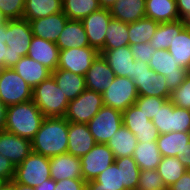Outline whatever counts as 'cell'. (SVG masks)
I'll return each instance as SVG.
<instances>
[{
    "label": "cell",
    "mask_w": 190,
    "mask_h": 190,
    "mask_svg": "<svg viewBox=\"0 0 190 190\" xmlns=\"http://www.w3.org/2000/svg\"><path fill=\"white\" fill-rule=\"evenodd\" d=\"M33 33L30 22L25 19L8 20L0 25V67L10 68L27 56Z\"/></svg>",
    "instance_id": "6da1fadb"
},
{
    "label": "cell",
    "mask_w": 190,
    "mask_h": 190,
    "mask_svg": "<svg viewBox=\"0 0 190 190\" xmlns=\"http://www.w3.org/2000/svg\"><path fill=\"white\" fill-rule=\"evenodd\" d=\"M32 151L51 158L68 151V121L65 117H45L35 137Z\"/></svg>",
    "instance_id": "7a4b0ae2"
},
{
    "label": "cell",
    "mask_w": 190,
    "mask_h": 190,
    "mask_svg": "<svg viewBox=\"0 0 190 190\" xmlns=\"http://www.w3.org/2000/svg\"><path fill=\"white\" fill-rule=\"evenodd\" d=\"M44 118V115L32 100L7 106L4 131L32 140Z\"/></svg>",
    "instance_id": "3957f363"
},
{
    "label": "cell",
    "mask_w": 190,
    "mask_h": 190,
    "mask_svg": "<svg viewBox=\"0 0 190 190\" xmlns=\"http://www.w3.org/2000/svg\"><path fill=\"white\" fill-rule=\"evenodd\" d=\"M32 101L44 117H64L69 103L52 76L33 88Z\"/></svg>",
    "instance_id": "277c9868"
},
{
    "label": "cell",
    "mask_w": 190,
    "mask_h": 190,
    "mask_svg": "<svg viewBox=\"0 0 190 190\" xmlns=\"http://www.w3.org/2000/svg\"><path fill=\"white\" fill-rule=\"evenodd\" d=\"M133 81L137 88L138 96H150L170 99L166 78L154 72L149 64L143 61H135L133 69Z\"/></svg>",
    "instance_id": "5b68a950"
},
{
    "label": "cell",
    "mask_w": 190,
    "mask_h": 190,
    "mask_svg": "<svg viewBox=\"0 0 190 190\" xmlns=\"http://www.w3.org/2000/svg\"><path fill=\"white\" fill-rule=\"evenodd\" d=\"M50 178V158L32 151L15 167L13 181L25 186L36 187Z\"/></svg>",
    "instance_id": "8992f818"
},
{
    "label": "cell",
    "mask_w": 190,
    "mask_h": 190,
    "mask_svg": "<svg viewBox=\"0 0 190 190\" xmlns=\"http://www.w3.org/2000/svg\"><path fill=\"white\" fill-rule=\"evenodd\" d=\"M103 106L102 94L86 88L76 99L69 101L64 117L71 123L87 124Z\"/></svg>",
    "instance_id": "52a82bcc"
},
{
    "label": "cell",
    "mask_w": 190,
    "mask_h": 190,
    "mask_svg": "<svg viewBox=\"0 0 190 190\" xmlns=\"http://www.w3.org/2000/svg\"><path fill=\"white\" fill-rule=\"evenodd\" d=\"M33 89L10 68H0V100L11 106L32 100Z\"/></svg>",
    "instance_id": "ba28073f"
},
{
    "label": "cell",
    "mask_w": 190,
    "mask_h": 190,
    "mask_svg": "<svg viewBox=\"0 0 190 190\" xmlns=\"http://www.w3.org/2000/svg\"><path fill=\"white\" fill-rule=\"evenodd\" d=\"M103 104L121 112L135 104L138 98L134 81L128 77L115 76L114 81L102 94Z\"/></svg>",
    "instance_id": "9c48e42d"
},
{
    "label": "cell",
    "mask_w": 190,
    "mask_h": 190,
    "mask_svg": "<svg viewBox=\"0 0 190 190\" xmlns=\"http://www.w3.org/2000/svg\"><path fill=\"white\" fill-rule=\"evenodd\" d=\"M123 125L122 112L108 106H103L87 123L89 131L96 143H104Z\"/></svg>",
    "instance_id": "30bf717a"
},
{
    "label": "cell",
    "mask_w": 190,
    "mask_h": 190,
    "mask_svg": "<svg viewBox=\"0 0 190 190\" xmlns=\"http://www.w3.org/2000/svg\"><path fill=\"white\" fill-rule=\"evenodd\" d=\"M149 67L158 75L165 76L167 86L171 92L182 84L190 72L188 69L179 67L172 55L164 49L155 50Z\"/></svg>",
    "instance_id": "8fae6325"
},
{
    "label": "cell",
    "mask_w": 190,
    "mask_h": 190,
    "mask_svg": "<svg viewBox=\"0 0 190 190\" xmlns=\"http://www.w3.org/2000/svg\"><path fill=\"white\" fill-rule=\"evenodd\" d=\"M99 52L90 46L60 50L57 69H65L72 73L85 76Z\"/></svg>",
    "instance_id": "7c38bea8"
},
{
    "label": "cell",
    "mask_w": 190,
    "mask_h": 190,
    "mask_svg": "<svg viewBox=\"0 0 190 190\" xmlns=\"http://www.w3.org/2000/svg\"><path fill=\"white\" fill-rule=\"evenodd\" d=\"M114 160L113 152L106 144L96 143L87 154L80 157L83 179L86 182L94 180Z\"/></svg>",
    "instance_id": "4fadbf2b"
},
{
    "label": "cell",
    "mask_w": 190,
    "mask_h": 190,
    "mask_svg": "<svg viewBox=\"0 0 190 190\" xmlns=\"http://www.w3.org/2000/svg\"><path fill=\"white\" fill-rule=\"evenodd\" d=\"M123 125L137 138L138 142H154L159 137L152 120L134 104L122 112Z\"/></svg>",
    "instance_id": "5bb4252c"
},
{
    "label": "cell",
    "mask_w": 190,
    "mask_h": 190,
    "mask_svg": "<svg viewBox=\"0 0 190 190\" xmlns=\"http://www.w3.org/2000/svg\"><path fill=\"white\" fill-rule=\"evenodd\" d=\"M112 19L109 9L100 8L82 19L90 47L100 52L105 45V34Z\"/></svg>",
    "instance_id": "9a60e30c"
},
{
    "label": "cell",
    "mask_w": 190,
    "mask_h": 190,
    "mask_svg": "<svg viewBox=\"0 0 190 190\" xmlns=\"http://www.w3.org/2000/svg\"><path fill=\"white\" fill-rule=\"evenodd\" d=\"M167 51L179 67L190 71V26L186 20L174 21V39Z\"/></svg>",
    "instance_id": "2e32d148"
},
{
    "label": "cell",
    "mask_w": 190,
    "mask_h": 190,
    "mask_svg": "<svg viewBox=\"0 0 190 190\" xmlns=\"http://www.w3.org/2000/svg\"><path fill=\"white\" fill-rule=\"evenodd\" d=\"M32 152L31 140L0 131V155L18 166Z\"/></svg>",
    "instance_id": "e0dca14e"
},
{
    "label": "cell",
    "mask_w": 190,
    "mask_h": 190,
    "mask_svg": "<svg viewBox=\"0 0 190 190\" xmlns=\"http://www.w3.org/2000/svg\"><path fill=\"white\" fill-rule=\"evenodd\" d=\"M114 78V71L99 54L85 75V86L87 89L103 94L110 87Z\"/></svg>",
    "instance_id": "ac0fdd59"
},
{
    "label": "cell",
    "mask_w": 190,
    "mask_h": 190,
    "mask_svg": "<svg viewBox=\"0 0 190 190\" xmlns=\"http://www.w3.org/2000/svg\"><path fill=\"white\" fill-rule=\"evenodd\" d=\"M99 53L114 71L115 76L128 77L133 80L135 59L129 45L117 49H102Z\"/></svg>",
    "instance_id": "d6986e66"
},
{
    "label": "cell",
    "mask_w": 190,
    "mask_h": 190,
    "mask_svg": "<svg viewBox=\"0 0 190 190\" xmlns=\"http://www.w3.org/2000/svg\"><path fill=\"white\" fill-rule=\"evenodd\" d=\"M51 179H83L80 157L69 153L60 154L50 158Z\"/></svg>",
    "instance_id": "ffe728a7"
},
{
    "label": "cell",
    "mask_w": 190,
    "mask_h": 190,
    "mask_svg": "<svg viewBox=\"0 0 190 190\" xmlns=\"http://www.w3.org/2000/svg\"><path fill=\"white\" fill-rule=\"evenodd\" d=\"M96 142L87 124L68 122V151L67 153L82 157L87 154Z\"/></svg>",
    "instance_id": "44dd1931"
},
{
    "label": "cell",
    "mask_w": 190,
    "mask_h": 190,
    "mask_svg": "<svg viewBox=\"0 0 190 190\" xmlns=\"http://www.w3.org/2000/svg\"><path fill=\"white\" fill-rule=\"evenodd\" d=\"M69 18L62 12L44 18L31 20L33 36L56 43Z\"/></svg>",
    "instance_id": "7402d4cb"
},
{
    "label": "cell",
    "mask_w": 190,
    "mask_h": 190,
    "mask_svg": "<svg viewBox=\"0 0 190 190\" xmlns=\"http://www.w3.org/2000/svg\"><path fill=\"white\" fill-rule=\"evenodd\" d=\"M59 48L56 43L33 36L27 56L55 71L59 62Z\"/></svg>",
    "instance_id": "603a6c76"
},
{
    "label": "cell",
    "mask_w": 190,
    "mask_h": 190,
    "mask_svg": "<svg viewBox=\"0 0 190 190\" xmlns=\"http://www.w3.org/2000/svg\"><path fill=\"white\" fill-rule=\"evenodd\" d=\"M13 70L33 89L48 79L52 71L29 56H23Z\"/></svg>",
    "instance_id": "cb8c5ba5"
},
{
    "label": "cell",
    "mask_w": 190,
    "mask_h": 190,
    "mask_svg": "<svg viewBox=\"0 0 190 190\" xmlns=\"http://www.w3.org/2000/svg\"><path fill=\"white\" fill-rule=\"evenodd\" d=\"M59 50L90 46L82 21L68 20L56 41Z\"/></svg>",
    "instance_id": "d4e9b609"
},
{
    "label": "cell",
    "mask_w": 190,
    "mask_h": 190,
    "mask_svg": "<svg viewBox=\"0 0 190 190\" xmlns=\"http://www.w3.org/2000/svg\"><path fill=\"white\" fill-rule=\"evenodd\" d=\"M51 76L68 101L76 99L86 89L85 76L65 69H56Z\"/></svg>",
    "instance_id": "484cf974"
},
{
    "label": "cell",
    "mask_w": 190,
    "mask_h": 190,
    "mask_svg": "<svg viewBox=\"0 0 190 190\" xmlns=\"http://www.w3.org/2000/svg\"><path fill=\"white\" fill-rule=\"evenodd\" d=\"M145 2L146 0H117L109 10L112 18L130 24L146 17Z\"/></svg>",
    "instance_id": "4316f807"
},
{
    "label": "cell",
    "mask_w": 190,
    "mask_h": 190,
    "mask_svg": "<svg viewBox=\"0 0 190 190\" xmlns=\"http://www.w3.org/2000/svg\"><path fill=\"white\" fill-rule=\"evenodd\" d=\"M145 14L159 23L180 20L176 0H146Z\"/></svg>",
    "instance_id": "83f0119b"
},
{
    "label": "cell",
    "mask_w": 190,
    "mask_h": 190,
    "mask_svg": "<svg viewBox=\"0 0 190 190\" xmlns=\"http://www.w3.org/2000/svg\"><path fill=\"white\" fill-rule=\"evenodd\" d=\"M156 142L162 157H180L190 142V132L160 134Z\"/></svg>",
    "instance_id": "f1b7e54d"
},
{
    "label": "cell",
    "mask_w": 190,
    "mask_h": 190,
    "mask_svg": "<svg viewBox=\"0 0 190 190\" xmlns=\"http://www.w3.org/2000/svg\"><path fill=\"white\" fill-rule=\"evenodd\" d=\"M137 144L138 140L136 136L124 125L106 143L112 150L114 158L132 156Z\"/></svg>",
    "instance_id": "f546056e"
},
{
    "label": "cell",
    "mask_w": 190,
    "mask_h": 190,
    "mask_svg": "<svg viewBox=\"0 0 190 190\" xmlns=\"http://www.w3.org/2000/svg\"><path fill=\"white\" fill-rule=\"evenodd\" d=\"M141 170L157 169L162 160L157 142H138L132 155Z\"/></svg>",
    "instance_id": "4dcf8cb0"
},
{
    "label": "cell",
    "mask_w": 190,
    "mask_h": 190,
    "mask_svg": "<svg viewBox=\"0 0 190 190\" xmlns=\"http://www.w3.org/2000/svg\"><path fill=\"white\" fill-rule=\"evenodd\" d=\"M62 12V0H25L23 19L31 21Z\"/></svg>",
    "instance_id": "1f68e13d"
},
{
    "label": "cell",
    "mask_w": 190,
    "mask_h": 190,
    "mask_svg": "<svg viewBox=\"0 0 190 190\" xmlns=\"http://www.w3.org/2000/svg\"><path fill=\"white\" fill-rule=\"evenodd\" d=\"M158 25L159 22L148 17H143L128 24L129 46L149 42L155 34Z\"/></svg>",
    "instance_id": "d6a6232c"
},
{
    "label": "cell",
    "mask_w": 190,
    "mask_h": 190,
    "mask_svg": "<svg viewBox=\"0 0 190 190\" xmlns=\"http://www.w3.org/2000/svg\"><path fill=\"white\" fill-rule=\"evenodd\" d=\"M100 8L98 0H62V11L69 20L81 21Z\"/></svg>",
    "instance_id": "836d02e7"
},
{
    "label": "cell",
    "mask_w": 190,
    "mask_h": 190,
    "mask_svg": "<svg viewBox=\"0 0 190 190\" xmlns=\"http://www.w3.org/2000/svg\"><path fill=\"white\" fill-rule=\"evenodd\" d=\"M129 45L128 24L112 18L105 34L103 49H117Z\"/></svg>",
    "instance_id": "e575fe53"
},
{
    "label": "cell",
    "mask_w": 190,
    "mask_h": 190,
    "mask_svg": "<svg viewBox=\"0 0 190 190\" xmlns=\"http://www.w3.org/2000/svg\"><path fill=\"white\" fill-rule=\"evenodd\" d=\"M186 170L188 169L181 163L179 157H162L157 168L167 189L173 185Z\"/></svg>",
    "instance_id": "d590c367"
},
{
    "label": "cell",
    "mask_w": 190,
    "mask_h": 190,
    "mask_svg": "<svg viewBox=\"0 0 190 190\" xmlns=\"http://www.w3.org/2000/svg\"><path fill=\"white\" fill-rule=\"evenodd\" d=\"M116 164H121L122 183L124 190H136L141 169L132 156L115 158Z\"/></svg>",
    "instance_id": "8d00e7d4"
},
{
    "label": "cell",
    "mask_w": 190,
    "mask_h": 190,
    "mask_svg": "<svg viewBox=\"0 0 190 190\" xmlns=\"http://www.w3.org/2000/svg\"><path fill=\"white\" fill-rule=\"evenodd\" d=\"M97 188L124 190L121 176V164L113 162L94 180H90Z\"/></svg>",
    "instance_id": "74e56055"
},
{
    "label": "cell",
    "mask_w": 190,
    "mask_h": 190,
    "mask_svg": "<svg viewBox=\"0 0 190 190\" xmlns=\"http://www.w3.org/2000/svg\"><path fill=\"white\" fill-rule=\"evenodd\" d=\"M159 134L172 132L173 128V103L168 99L152 119Z\"/></svg>",
    "instance_id": "f35d334b"
},
{
    "label": "cell",
    "mask_w": 190,
    "mask_h": 190,
    "mask_svg": "<svg viewBox=\"0 0 190 190\" xmlns=\"http://www.w3.org/2000/svg\"><path fill=\"white\" fill-rule=\"evenodd\" d=\"M173 39L174 22L159 23L149 43L155 50H167Z\"/></svg>",
    "instance_id": "ab89813d"
},
{
    "label": "cell",
    "mask_w": 190,
    "mask_h": 190,
    "mask_svg": "<svg viewBox=\"0 0 190 190\" xmlns=\"http://www.w3.org/2000/svg\"><path fill=\"white\" fill-rule=\"evenodd\" d=\"M136 190H168L157 169L141 170Z\"/></svg>",
    "instance_id": "60d3db41"
},
{
    "label": "cell",
    "mask_w": 190,
    "mask_h": 190,
    "mask_svg": "<svg viewBox=\"0 0 190 190\" xmlns=\"http://www.w3.org/2000/svg\"><path fill=\"white\" fill-rule=\"evenodd\" d=\"M169 100L177 107L190 110V72L182 84L171 92Z\"/></svg>",
    "instance_id": "b9f144b4"
},
{
    "label": "cell",
    "mask_w": 190,
    "mask_h": 190,
    "mask_svg": "<svg viewBox=\"0 0 190 190\" xmlns=\"http://www.w3.org/2000/svg\"><path fill=\"white\" fill-rule=\"evenodd\" d=\"M167 100L168 98L138 96L135 105L146 115V117L152 120L158 112L159 107L163 106Z\"/></svg>",
    "instance_id": "7bdbcfd3"
},
{
    "label": "cell",
    "mask_w": 190,
    "mask_h": 190,
    "mask_svg": "<svg viewBox=\"0 0 190 190\" xmlns=\"http://www.w3.org/2000/svg\"><path fill=\"white\" fill-rule=\"evenodd\" d=\"M25 0H0V10L9 19H23Z\"/></svg>",
    "instance_id": "ee69618b"
},
{
    "label": "cell",
    "mask_w": 190,
    "mask_h": 190,
    "mask_svg": "<svg viewBox=\"0 0 190 190\" xmlns=\"http://www.w3.org/2000/svg\"><path fill=\"white\" fill-rule=\"evenodd\" d=\"M190 132V110L173 105L172 132Z\"/></svg>",
    "instance_id": "f6af8a7d"
},
{
    "label": "cell",
    "mask_w": 190,
    "mask_h": 190,
    "mask_svg": "<svg viewBox=\"0 0 190 190\" xmlns=\"http://www.w3.org/2000/svg\"><path fill=\"white\" fill-rule=\"evenodd\" d=\"M135 61L150 63L151 57L155 54V49L149 42L130 45Z\"/></svg>",
    "instance_id": "bcb514c9"
},
{
    "label": "cell",
    "mask_w": 190,
    "mask_h": 190,
    "mask_svg": "<svg viewBox=\"0 0 190 190\" xmlns=\"http://www.w3.org/2000/svg\"><path fill=\"white\" fill-rule=\"evenodd\" d=\"M86 184L84 179H63L56 181L54 190H86Z\"/></svg>",
    "instance_id": "7dc6e473"
},
{
    "label": "cell",
    "mask_w": 190,
    "mask_h": 190,
    "mask_svg": "<svg viewBox=\"0 0 190 190\" xmlns=\"http://www.w3.org/2000/svg\"><path fill=\"white\" fill-rule=\"evenodd\" d=\"M15 174V167L9 159L0 155V178L12 181Z\"/></svg>",
    "instance_id": "c3c4849f"
},
{
    "label": "cell",
    "mask_w": 190,
    "mask_h": 190,
    "mask_svg": "<svg viewBox=\"0 0 190 190\" xmlns=\"http://www.w3.org/2000/svg\"><path fill=\"white\" fill-rule=\"evenodd\" d=\"M168 190H190V170H186Z\"/></svg>",
    "instance_id": "681fc988"
},
{
    "label": "cell",
    "mask_w": 190,
    "mask_h": 190,
    "mask_svg": "<svg viewBox=\"0 0 190 190\" xmlns=\"http://www.w3.org/2000/svg\"><path fill=\"white\" fill-rule=\"evenodd\" d=\"M177 10L181 20L190 18V0H176Z\"/></svg>",
    "instance_id": "f907efd6"
},
{
    "label": "cell",
    "mask_w": 190,
    "mask_h": 190,
    "mask_svg": "<svg viewBox=\"0 0 190 190\" xmlns=\"http://www.w3.org/2000/svg\"><path fill=\"white\" fill-rule=\"evenodd\" d=\"M181 163L190 170V142L186 144L183 155L179 157Z\"/></svg>",
    "instance_id": "816d5d0a"
},
{
    "label": "cell",
    "mask_w": 190,
    "mask_h": 190,
    "mask_svg": "<svg viewBox=\"0 0 190 190\" xmlns=\"http://www.w3.org/2000/svg\"><path fill=\"white\" fill-rule=\"evenodd\" d=\"M7 106L0 100V131H4L6 126Z\"/></svg>",
    "instance_id": "f5cc1de1"
},
{
    "label": "cell",
    "mask_w": 190,
    "mask_h": 190,
    "mask_svg": "<svg viewBox=\"0 0 190 190\" xmlns=\"http://www.w3.org/2000/svg\"><path fill=\"white\" fill-rule=\"evenodd\" d=\"M56 181L53 179L45 180L42 184L35 187L36 190H54Z\"/></svg>",
    "instance_id": "db71d44e"
},
{
    "label": "cell",
    "mask_w": 190,
    "mask_h": 190,
    "mask_svg": "<svg viewBox=\"0 0 190 190\" xmlns=\"http://www.w3.org/2000/svg\"><path fill=\"white\" fill-rule=\"evenodd\" d=\"M98 2L101 8L109 9L117 0H98Z\"/></svg>",
    "instance_id": "11a10c76"
},
{
    "label": "cell",
    "mask_w": 190,
    "mask_h": 190,
    "mask_svg": "<svg viewBox=\"0 0 190 190\" xmlns=\"http://www.w3.org/2000/svg\"><path fill=\"white\" fill-rule=\"evenodd\" d=\"M86 190H117V189L97 188L91 181H87Z\"/></svg>",
    "instance_id": "9f6ffc18"
},
{
    "label": "cell",
    "mask_w": 190,
    "mask_h": 190,
    "mask_svg": "<svg viewBox=\"0 0 190 190\" xmlns=\"http://www.w3.org/2000/svg\"><path fill=\"white\" fill-rule=\"evenodd\" d=\"M0 190H15V182L13 180L6 182Z\"/></svg>",
    "instance_id": "6f0895ef"
},
{
    "label": "cell",
    "mask_w": 190,
    "mask_h": 190,
    "mask_svg": "<svg viewBox=\"0 0 190 190\" xmlns=\"http://www.w3.org/2000/svg\"><path fill=\"white\" fill-rule=\"evenodd\" d=\"M15 190H36L35 187L15 183Z\"/></svg>",
    "instance_id": "680465c9"
},
{
    "label": "cell",
    "mask_w": 190,
    "mask_h": 190,
    "mask_svg": "<svg viewBox=\"0 0 190 190\" xmlns=\"http://www.w3.org/2000/svg\"><path fill=\"white\" fill-rule=\"evenodd\" d=\"M8 18L1 12L0 10V25L1 24H7L8 23Z\"/></svg>",
    "instance_id": "91938a15"
},
{
    "label": "cell",
    "mask_w": 190,
    "mask_h": 190,
    "mask_svg": "<svg viewBox=\"0 0 190 190\" xmlns=\"http://www.w3.org/2000/svg\"><path fill=\"white\" fill-rule=\"evenodd\" d=\"M6 182H7L6 180L0 178V189H1V187H2Z\"/></svg>",
    "instance_id": "94428289"
},
{
    "label": "cell",
    "mask_w": 190,
    "mask_h": 190,
    "mask_svg": "<svg viewBox=\"0 0 190 190\" xmlns=\"http://www.w3.org/2000/svg\"><path fill=\"white\" fill-rule=\"evenodd\" d=\"M187 25L190 26V18L187 20Z\"/></svg>",
    "instance_id": "6125c7cd"
}]
</instances>
